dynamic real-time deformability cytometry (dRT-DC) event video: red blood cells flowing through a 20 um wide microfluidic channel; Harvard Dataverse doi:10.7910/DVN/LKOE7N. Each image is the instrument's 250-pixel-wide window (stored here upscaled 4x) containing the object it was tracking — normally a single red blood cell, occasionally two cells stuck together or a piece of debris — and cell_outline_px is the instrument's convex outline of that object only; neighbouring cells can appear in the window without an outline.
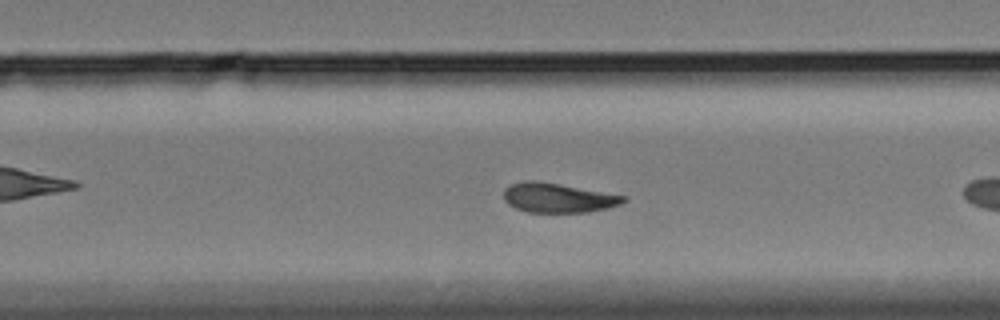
{"species": "Egyptian fruit bat (a non-hibernating species)", "species_latin": "Rousettus aegyptiacus", "temperature_condition": "cold", "stored_images_in_passage": 39, "camera_frame_rate_fps": 3000, "um_per_image_px": 0.085, "animal": {"sex": "female"}, "frame": {"image": 1, "passage_image": 17, "time_ms": 5.333, "image_size_px": [1000, 320], "cell_outline_px": [[628, 200], [620, 204], [608, 208], [588, 212], [528, 212], [516, 208], [508, 204], [504, 200], [504, 188], [512, 184], [524, 180], [532, 180], [560, 184], [628, 196]], "centroid_in_image_um": [47.45, 16.81], "position_along_channel_um": 282.4, "area_um2": 20.63}, "authors_computed_cell_mechanics": {"area_um2": 20.808, "velocity_mm_per_s": 3.3299, "shape_relaxation_time_tau1_ms": 4.3832, "shape_relaxation_time_tau2_ms": 2.7831, "deformation_change_tau1": 0.0987, "deformation_change_tau2": 0.1027}}